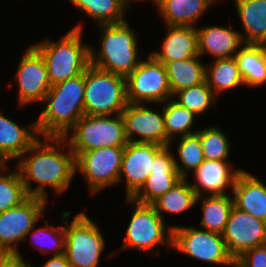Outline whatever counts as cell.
I'll list each match as a JSON object with an SVG mask.
<instances>
[{"label":"cell","mask_w":266,"mask_h":267,"mask_svg":"<svg viewBox=\"0 0 266 267\" xmlns=\"http://www.w3.org/2000/svg\"><path fill=\"white\" fill-rule=\"evenodd\" d=\"M40 138L22 154L20 158L31 153L30 157L23 158L18 163V171L29 196L47 200V186L58 194L68 189L77 172L76 157L71 148L67 153L61 149L62 143L66 142L63 137H43L44 140ZM30 180L38 183L36 188H32Z\"/></svg>","instance_id":"6da1fadb"},{"label":"cell","mask_w":266,"mask_h":267,"mask_svg":"<svg viewBox=\"0 0 266 267\" xmlns=\"http://www.w3.org/2000/svg\"><path fill=\"white\" fill-rule=\"evenodd\" d=\"M85 72L51 85L43 102L46 108L35 124L41 137H64L85 115Z\"/></svg>","instance_id":"7a4b0ae2"},{"label":"cell","mask_w":266,"mask_h":267,"mask_svg":"<svg viewBox=\"0 0 266 267\" xmlns=\"http://www.w3.org/2000/svg\"><path fill=\"white\" fill-rule=\"evenodd\" d=\"M81 24L59 41L45 39L33 46L42 54L51 85L83 74L90 65V45L82 43Z\"/></svg>","instance_id":"3957f363"},{"label":"cell","mask_w":266,"mask_h":267,"mask_svg":"<svg viewBox=\"0 0 266 267\" xmlns=\"http://www.w3.org/2000/svg\"><path fill=\"white\" fill-rule=\"evenodd\" d=\"M102 29L101 48L90 47V64L101 70L127 77L140 64L137 35L125 21L119 24H98Z\"/></svg>","instance_id":"277c9868"},{"label":"cell","mask_w":266,"mask_h":267,"mask_svg":"<svg viewBox=\"0 0 266 267\" xmlns=\"http://www.w3.org/2000/svg\"><path fill=\"white\" fill-rule=\"evenodd\" d=\"M126 77L91 64L85 70V115H118L128 105ZM116 113V114H115Z\"/></svg>","instance_id":"5b68a950"},{"label":"cell","mask_w":266,"mask_h":267,"mask_svg":"<svg viewBox=\"0 0 266 267\" xmlns=\"http://www.w3.org/2000/svg\"><path fill=\"white\" fill-rule=\"evenodd\" d=\"M71 136H64L66 144L75 157L81 152L104 147L126 146L124 119L121 114L90 116L84 115L69 130ZM69 137V138H68Z\"/></svg>","instance_id":"8992f818"},{"label":"cell","mask_w":266,"mask_h":267,"mask_svg":"<svg viewBox=\"0 0 266 267\" xmlns=\"http://www.w3.org/2000/svg\"><path fill=\"white\" fill-rule=\"evenodd\" d=\"M65 224L64 255L70 267H98L104 249V237L95 223L84 213Z\"/></svg>","instance_id":"52a82bcc"},{"label":"cell","mask_w":266,"mask_h":267,"mask_svg":"<svg viewBox=\"0 0 266 267\" xmlns=\"http://www.w3.org/2000/svg\"><path fill=\"white\" fill-rule=\"evenodd\" d=\"M126 202L135 203L136 208L129 221L121 249L132 248L148 252L159 244L172 247L173 229L165 225L164 219L151 204H141L131 198H126Z\"/></svg>","instance_id":"ba28073f"},{"label":"cell","mask_w":266,"mask_h":267,"mask_svg":"<svg viewBox=\"0 0 266 267\" xmlns=\"http://www.w3.org/2000/svg\"><path fill=\"white\" fill-rule=\"evenodd\" d=\"M126 77L128 103H164L173 97L165 65L151 54Z\"/></svg>","instance_id":"9c48e42d"},{"label":"cell","mask_w":266,"mask_h":267,"mask_svg":"<svg viewBox=\"0 0 266 267\" xmlns=\"http://www.w3.org/2000/svg\"><path fill=\"white\" fill-rule=\"evenodd\" d=\"M173 229L172 248L197 260L226 265L233 257L223 236L193 227L170 226Z\"/></svg>","instance_id":"30bf717a"},{"label":"cell","mask_w":266,"mask_h":267,"mask_svg":"<svg viewBox=\"0 0 266 267\" xmlns=\"http://www.w3.org/2000/svg\"><path fill=\"white\" fill-rule=\"evenodd\" d=\"M125 146L104 147L81 152L76 157V170L86 179L95 194L119 182Z\"/></svg>","instance_id":"8fae6325"},{"label":"cell","mask_w":266,"mask_h":267,"mask_svg":"<svg viewBox=\"0 0 266 267\" xmlns=\"http://www.w3.org/2000/svg\"><path fill=\"white\" fill-rule=\"evenodd\" d=\"M47 200L30 196L19 206L0 213V248L5 253L17 252V242L26 241L28 232L33 230L43 215Z\"/></svg>","instance_id":"7c38bea8"},{"label":"cell","mask_w":266,"mask_h":267,"mask_svg":"<svg viewBox=\"0 0 266 267\" xmlns=\"http://www.w3.org/2000/svg\"><path fill=\"white\" fill-rule=\"evenodd\" d=\"M15 77L20 107L31 102H43L51 88L43 56L33 45L22 55Z\"/></svg>","instance_id":"4fadbf2b"},{"label":"cell","mask_w":266,"mask_h":267,"mask_svg":"<svg viewBox=\"0 0 266 267\" xmlns=\"http://www.w3.org/2000/svg\"><path fill=\"white\" fill-rule=\"evenodd\" d=\"M222 236L230 255L240 257L247 250L266 244V222L233 206Z\"/></svg>","instance_id":"5bb4252c"},{"label":"cell","mask_w":266,"mask_h":267,"mask_svg":"<svg viewBox=\"0 0 266 267\" xmlns=\"http://www.w3.org/2000/svg\"><path fill=\"white\" fill-rule=\"evenodd\" d=\"M164 147L154 142H128L122 157L119 181L126 180V198H132L145 184L153 159Z\"/></svg>","instance_id":"9a60e30c"},{"label":"cell","mask_w":266,"mask_h":267,"mask_svg":"<svg viewBox=\"0 0 266 267\" xmlns=\"http://www.w3.org/2000/svg\"><path fill=\"white\" fill-rule=\"evenodd\" d=\"M121 115L128 142H154L163 147L171 146L164 127L163 111L160 114L148 109L145 104L129 103ZM134 134L139 138L135 139Z\"/></svg>","instance_id":"2e32d148"},{"label":"cell","mask_w":266,"mask_h":267,"mask_svg":"<svg viewBox=\"0 0 266 267\" xmlns=\"http://www.w3.org/2000/svg\"><path fill=\"white\" fill-rule=\"evenodd\" d=\"M164 147L153 159V167L142 188L131 198L141 204H152L183 178L176 170L175 155Z\"/></svg>","instance_id":"e0dca14e"},{"label":"cell","mask_w":266,"mask_h":267,"mask_svg":"<svg viewBox=\"0 0 266 267\" xmlns=\"http://www.w3.org/2000/svg\"><path fill=\"white\" fill-rule=\"evenodd\" d=\"M242 169L233 170L226 160H204L194 171V180L197 183H190L198 197L204 196L201 190L212 195H225V189L234 188L238 175Z\"/></svg>","instance_id":"ac0fdd59"},{"label":"cell","mask_w":266,"mask_h":267,"mask_svg":"<svg viewBox=\"0 0 266 267\" xmlns=\"http://www.w3.org/2000/svg\"><path fill=\"white\" fill-rule=\"evenodd\" d=\"M167 34L161 51L150 54L164 65L175 60H184L199 55L198 32L195 26L167 25Z\"/></svg>","instance_id":"d6986e66"},{"label":"cell","mask_w":266,"mask_h":267,"mask_svg":"<svg viewBox=\"0 0 266 267\" xmlns=\"http://www.w3.org/2000/svg\"><path fill=\"white\" fill-rule=\"evenodd\" d=\"M232 192L236 208L266 222V185L261 180L243 170Z\"/></svg>","instance_id":"ffe728a7"},{"label":"cell","mask_w":266,"mask_h":267,"mask_svg":"<svg viewBox=\"0 0 266 267\" xmlns=\"http://www.w3.org/2000/svg\"><path fill=\"white\" fill-rule=\"evenodd\" d=\"M199 55L208 53L215 59L232 58L237 48L244 45L240 33L226 27L207 26L198 28Z\"/></svg>","instance_id":"44dd1931"},{"label":"cell","mask_w":266,"mask_h":267,"mask_svg":"<svg viewBox=\"0 0 266 267\" xmlns=\"http://www.w3.org/2000/svg\"><path fill=\"white\" fill-rule=\"evenodd\" d=\"M22 128L0 113V155L7 161L18 159L39 138L36 124Z\"/></svg>","instance_id":"7402d4cb"},{"label":"cell","mask_w":266,"mask_h":267,"mask_svg":"<svg viewBox=\"0 0 266 267\" xmlns=\"http://www.w3.org/2000/svg\"><path fill=\"white\" fill-rule=\"evenodd\" d=\"M244 28V44L266 45V0H234Z\"/></svg>","instance_id":"603a6c76"},{"label":"cell","mask_w":266,"mask_h":267,"mask_svg":"<svg viewBox=\"0 0 266 267\" xmlns=\"http://www.w3.org/2000/svg\"><path fill=\"white\" fill-rule=\"evenodd\" d=\"M216 0H155L156 9L170 26H194Z\"/></svg>","instance_id":"cb8c5ba5"},{"label":"cell","mask_w":266,"mask_h":267,"mask_svg":"<svg viewBox=\"0 0 266 267\" xmlns=\"http://www.w3.org/2000/svg\"><path fill=\"white\" fill-rule=\"evenodd\" d=\"M234 57L244 86L259 87L266 83L265 44H244Z\"/></svg>","instance_id":"d4e9b609"},{"label":"cell","mask_w":266,"mask_h":267,"mask_svg":"<svg viewBox=\"0 0 266 267\" xmlns=\"http://www.w3.org/2000/svg\"><path fill=\"white\" fill-rule=\"evenodd\" d=\"M195 56L184 60H175L165 64L172 95L186 88L205 82L206 68Z\"/></svg>","instance_id":"484cf974"},{"label":"cell","mask_w":266,"mask_h":267,"mask_svg":"<svg viewBox=\"0 0 266 267\" xmlns=\"http://www.w3.org/2000/svg\"><path fill=\"white\" fill-rule=\"evenodd\" d=\"M202 199L203 217L200 225L204 230L223 234L226 223L234 206L233 196L229 195H209L198 197L196 203Z\"/></svg>","instance_id":"4316f807"},{"label":"cell","mask_w":266,"mask_h":267,"mask_svg":"<svg viewBox=\"0 0 266 267\" xmlns=\"http://www.w3.org/2000/svg\"><path fill=\"white\" fill-rule=\"evenodd\" d=\"M212 64L206 68L205 81L214 94L244 85L235 57L215 59Z\"/></svg>","instance_id":"83f0119b"},{"label":"cell","mask_w":266,"mask_h":267,"mask_svg":"<svg viewBox=\"0 0 266 267\" xmlns=\"http://www.w3.org/2000/svg\"><path fill=\"white\" fill-rule=\"evenodd\" d=\"M79 10L97 20V24L125 22L124 12L128 5L124 0H69Z\"/></svg>","instance_id":"f1b7e54d"},{"label":"cell","mask_w":266,"mask_h":267,"mask_svg":"<svg viewBox=\"0 0 266 267\" xmlns=\"http://www.w3.org/2000/svg\"><path fill=\"white\" fill-rule=\"evenodd\" d=\"M197 196L186 179H182L172 189L157 198L151 205L164 219L162 212L178 214L191 209L196 205Z\"/></svg>","instance_id":"f546056e"},{"label":"cell","mask_w":266,"mask_h":267,"mask_svg":"<svg viewBox=\"0 0 266 267\" xmlns=\"http://www.w3.org/2000/svg\"><path fill=\"white\" fill-rule=\"evenodd\" d=\"M163 104L164 127L167 138L172 142L176 134L181 137L197 133L191 132L195 120V114L186 107L179 105L174 99H168Z\"/></svg>","instance_id":"4dcf8cb0"},{"label":"cell","mask_w":266,"mask_h":267,"mask_svg":"<svg viewBox=\"0 0 266 267\" xmlns=\"http://www.w3.org/2000/svg\"><path fill=\"white\" fill-rule=\"evenodd\" d=\"M177 147L180 163L175 161L176 170L180 176L186 179L189 171H195L205 160L200 136L195 133L179 137Z\"/></svg>","instance_id":"1f68e13d"},{"label":"cell","mask_w":266,"mask_h":267,"mask_svg":"<svg viewBox=\"0 0 266 267\" xmlns=\"http://www.w3.org/2000/svg\"><path fill=\"white\" fill-rule=\"evenodd\" d=\"M215 95L216 94L213 93L212 89L205 81L200 85L175 92L173 94V99L195 115H202L208 110L207 108L216 103L217 98Z\"/></svg>","instance_id":"d6a6232c"},{"label":"cell","mask_w":266,"mask_h":267,"mask_svg":"<svg viewBox=\"0 0 266 267\" xmlns=\"http://www.w3.org/2000/svg\"><path fill=\"white\" fill-rule=\"evenodd\" d=\"M29 197L18 169L8 175L4 170L0 173V213L19 206Z\"/></svg>","instance_id":"836d02e7"},{"label":"cell","mask_w":266,"mask_h":267,"mask_svg":"<svg viewBox=\"0 0 266 267\" xmlns=\"http://www.w3.org/2000/svg\"><path fill=\"white\" fill-rule=\"evenodd\" d=\"M205 160H226L229 155V139L218 127L197 130Z\"/></svg>","instance_id":"e575fe53"},{"label":"cell","mask_w":266,"mask_h":267,"mask_svg":"<svg viewBox=\"0 0 266 267\" xmlns=\"http://www.w3.org/2000/svg\"><path fill=\"white\" fill-rule=\"evenodd\" d=\"M44 223H45V227L39 228V229H35L34 226V230H30L28 232V235L30 234L34 241L39 242V246L37 247V249H40V252L46 251L45 248L48 246H46L47 244L51 243L49 248L50 250H52L51 252L54 253L53 251H55V253L53 255H60L64 253V249H65V226H58V227H52L50 225V223L44 219ZM32 231V232H31ZM55 233V234H53ZM31 238V240H32ZM48 239V243L45 241ZM36 244V243H35Z\"/></svg>","instance_id":"d590c367"},{"label":"cell","mask_w":266,"mask_h":267,"mask_svg":"<svg viewBox=\"0 0 266 267\" xmlns=\"http://www.w3.org/2000/svg\"><path fill=\"white\" fill-rule=\"evenodd\" d=\"M239 258L247 267H266V244L247 250Z\"/></svg>","instance_id":"8d00e7d4"},{"label":"cell","mask_w":266,"mask_h":267,"mask_svg":"<svg viewBox=\"0 0 266 267\" xmlns=\"http://www.w3.org/2000/svg\"><path fill=\"white\" fill-rule=\"evenodd\" d=\"M0 267H32L23 260L20 252L5 253L0 259Z\"/></svg>","instance_id":"74e56055"},{"label":"cell","mask_w":266,"mask_h":267,"mask_svg":"<svg viewBox=\"0 0 266 267\" xmlns=\"http://www.w3.org/2000/svg\"><path fill=\"white\" fill-rule=\"evenodd\" d=\"M42 267H70V264L63 253L60 255H53Z\"/></svg>","instance_id":"f35d334b"},{"label":"cell","mask_w":266,"mask_h":267,"mask_svg":"<svg viewBox=\"0 0 266 267\" xmlns=\"http://www.w3.org/2000/svg\"><path fill=\"white\" fill-rule=\"evenodd\" d=\"M226 266L247 267L239 257H233L232 259H230Z\"/></svg>","instance_id":"ab89813d"},{"label":"cell","mask_w":266,"mask_h":267,"mask_svg":"<svg viewBox=\"0 0 266 267\" xmlns=\"http://www.w3.org/2000/svg\"><path fill=\"white\" fill-rule=\"evenodd\" d=\"M6 162H7V160L0 155V172H3L1 170H5V172H6V168H7Z\"/></svg>","instance_id":"60d3db41"},{"label":"cell","mask_w":266,"mask_h":267,"mask_svg":"<svg viewBox=\"0 0 266 267\" xmlns=\"http://www.w3.org/2000/svg\"><path fill=\"white\" fill-rule=\"evenodd\" d=\"M124 1H125V3H126L128 6H130L129 3H131L132 0H124ZM136 1H144V0H136ZM145 1H146V0H145ZM154 1H155V0H154Z\"/></svg>","instance_id":"b9f144b4"},{"label":"cell","mask_w":266,"mask_h":267,"mask_svg":"<svg viewBox=\"0 0 266 267\" xmlns=\"http://www.w3.org/2000/svg\"><path fill=\"white\" fill-rule=\"evenodd\" d=\"M5 254V252L0 248V259Z\"/></svg>","instance_id":"7bdbcfd3"}]
</instances>
